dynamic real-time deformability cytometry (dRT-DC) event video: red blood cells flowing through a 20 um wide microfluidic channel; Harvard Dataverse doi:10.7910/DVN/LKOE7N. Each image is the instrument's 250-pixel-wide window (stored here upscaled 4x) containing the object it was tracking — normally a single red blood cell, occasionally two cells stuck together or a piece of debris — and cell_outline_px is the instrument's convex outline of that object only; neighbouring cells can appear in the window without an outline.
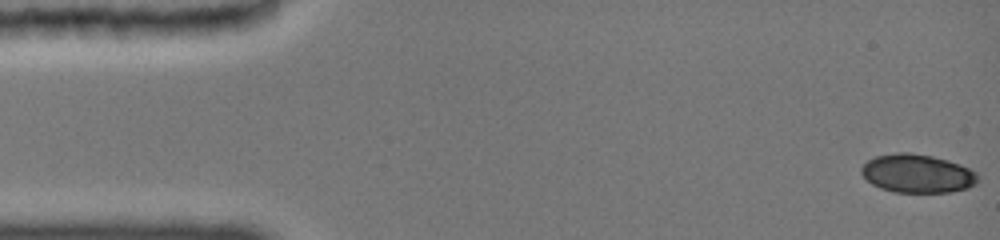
{"species": "common noctule bat (a hibernating species)", "species_latin": "Nyctalus noctula", "temperature_condition": "cold", "stored_images_in_passage": 8, "segment_of_instrument_passage": [1, 2], "camera_frame_rate_fps": 3000, "um_per_image_px": 0.085, "animal": {"sex": "female", "body_mass_g": 19.0, "forearm_length_mm": 51.5}, "frame": {"image": 1, "passage_image": 1, "time_ms": 0.0, "image_size_px": [1000, 240], "cell_outline_px": [[980, 176], [976, 184], [968, 188], [952, 192], [896, 192], [880, 188], [872, 184], [860, 172], [860, 168], [868, 160], [876, 156], [900, 152], [908, 152], [932, 156], [948, 160], [960, 164], [976, 172]], "centroid_in_image_um": [78.0, 14.75], "position_along_channel_um": 7.0, "area_um2": 26.18}}